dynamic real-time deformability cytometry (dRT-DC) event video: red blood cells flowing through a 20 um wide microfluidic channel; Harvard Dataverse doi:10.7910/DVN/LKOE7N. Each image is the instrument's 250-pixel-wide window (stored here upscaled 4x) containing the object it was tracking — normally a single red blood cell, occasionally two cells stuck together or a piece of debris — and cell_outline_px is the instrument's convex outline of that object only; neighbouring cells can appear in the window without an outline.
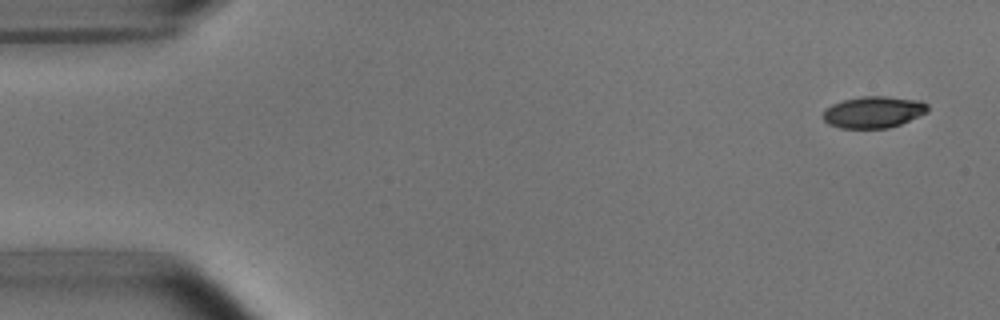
{"species": "common noctule bat (a hibernating species)", "species_latin": "Nyctalus noctula", "temperature_condition": "room temperature", "stored_images_in_passage": 5, "camera_frame_rate_fps": 3000, "um_per_image_px": 0.085, "animal": {"sex": "male", "body_mass_g": 15.6}, "frame": {"image": 1, "passage_image": 1, "time_ms": 0.0, "image_size_px": [1000, 320], "cell_outline_px": [[928, 112], [900, 124], [888, 128], [840, 128], [828, 124], [824, 120], [824, 108], [832, 104], [844, 100], [860, 96], [884, 96], [920, 100], [928, 104]], "centroid_in_image_um": [74.24, 9.52], "position_along_channel_um": 10.8, "area_um2": 19.31}}